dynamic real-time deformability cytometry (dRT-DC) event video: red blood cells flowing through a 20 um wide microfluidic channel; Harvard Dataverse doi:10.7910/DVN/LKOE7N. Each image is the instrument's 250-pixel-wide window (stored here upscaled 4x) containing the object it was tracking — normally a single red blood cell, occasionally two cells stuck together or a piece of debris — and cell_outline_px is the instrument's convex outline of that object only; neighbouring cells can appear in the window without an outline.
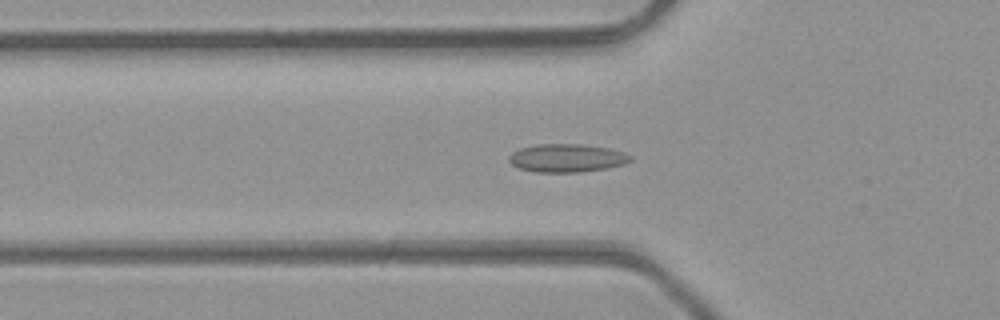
{"species": "common noctule bat (a hibernating species)", "species_latin": "Nyctalus noctula", "temperature_condition": "room temperature", "stored_images_in_passage": 48, "camera_frame_rate_fps": 3000, "um_per_image_px": 0.085, "animal": {"sex": "male", "body_mass_g": 23.1, "forearm_length_mm": 52.7}, "frame": {"image": 1, "passage_image": 17, "time_ms": 5.333, "image_size_px": [1000, 320], "cell_outline_px": [[632, 160], [624, 164], [604, 168], [580, 172], [536, 172], [520, 168], [512, 164], [508, 160], [508, 156], [512, 152], [520, 148], [536, 144], [584, 144], [612, 148], [624, 152], [632, 156]], "centroid_in_image_um": [48.19, 13.42], "position_along_channel_um": 77.6, "area_um2": 20.06}}
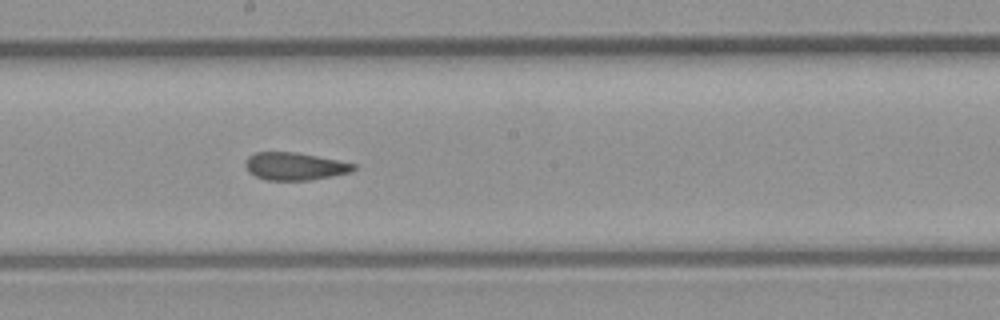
{"frame": {"image": 2, "passage_image": 27, "time_ms": 8.667, "image_size_px": [1000, 320], "cell_outline_px": [[356, 168], [348, 172], [308, 180], [264, 180], [248, 172], [244, 164], [244, 160], [248, 156], [256, 152], [296, 152], [356, 164]], "centroid_in_image_um": [24.96, 14.13], "position_along_channel_um": 223.2, "area_um2": 17.22}}
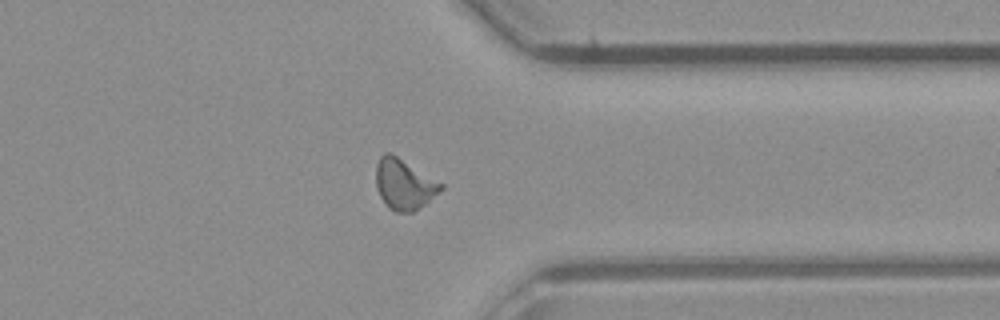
{"frame": {"image": 3, "passage_image": 38, "time_ms": 12.333, "image_size_px": [1000, 320], "cell_outline_px": [[444, 188], [420, 208], [412, 212], [396, 212], [388, 208], [380, 196], [376, 188], [376, 164], [380, 156], [384, 152], [392, 152], [444, 184]], "centroid_in_image_um": [34.34, 15.64], "position_along_channel_um": 377.1, "area_um2": 19.36}, "authors_computed_cell_mechanics": {"area_um2": 18.2359, "velocity_mm_per_s": 4.3283, "shape_relaxation_time_tau1_ms": null, "shape_relaxation_time_tau2_ms": 1.842, "deformation_change_tau1": null, "deformation_change_tau2": 0.0759}}